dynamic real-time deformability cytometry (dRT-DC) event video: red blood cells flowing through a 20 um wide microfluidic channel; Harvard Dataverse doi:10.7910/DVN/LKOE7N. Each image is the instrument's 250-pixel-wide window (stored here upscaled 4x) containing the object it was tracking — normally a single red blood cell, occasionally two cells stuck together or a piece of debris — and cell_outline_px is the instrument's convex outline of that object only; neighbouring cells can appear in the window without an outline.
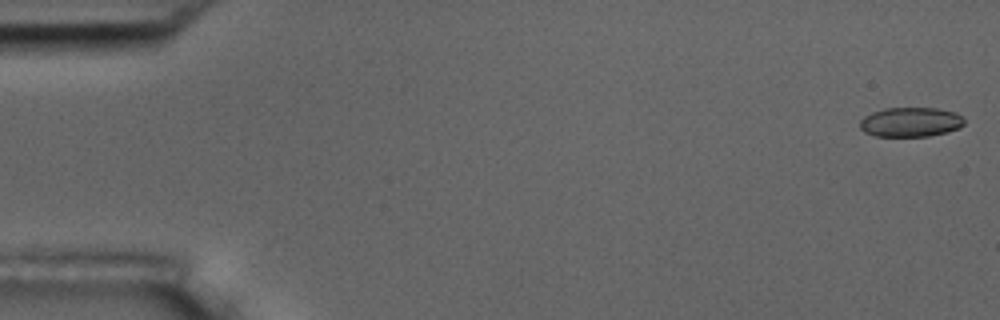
{"species": "common noctule bat (a hibernating species)", "species_latin": "Nyctalus noctula", "temperature_condition": "room temperature", "stored_images_in_passage": 55, "camera_frame_rate_fps": 3000, "um_per_image_px": 0.085, "animal": {"sex": "male", "body_mass_g": 17.5, "forearm_length_mm": 52.3}, "frame": {"image": 1, "passage_image": 1, "time_ms": 0.0, "image_size_px": [1000, 320], "cell_outline_px": [[964, 124], [960, 128], [948, 132], [928, 136], [876, 136], [864, 132], [860, 128], [860, 120], [864, 116], [872, 112], [884, 108], [936, 108], [956, 112], [964, 116]], "centroid_in_image_um": [77.43, 10.37], "position_along_channel_um": 7.6, "area_um2": 18.15}}
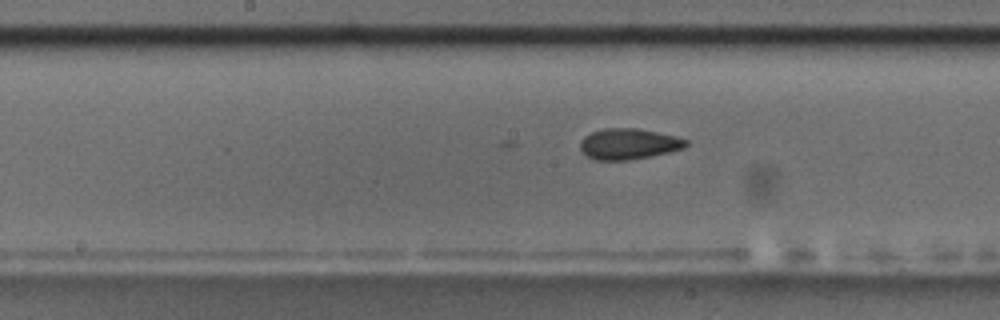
{"frame": {"image": 2, "passage_image": 28, "time_ms": 9.0, "image_size_px": [1000, 320], "cell_outline_px": [[688, 144], [684, 148], [668, 152], [628, 160], [596, 160], [588, 156], [580, 148], [580, 140], [584, 136], [592, 132], [604, 128], [636, 128], [676, 136], [688, 140]], "centroid_in_image_um": [53.43, 12.22], "position_along_channel_um": 194.8, "area_um2": 18.84}}
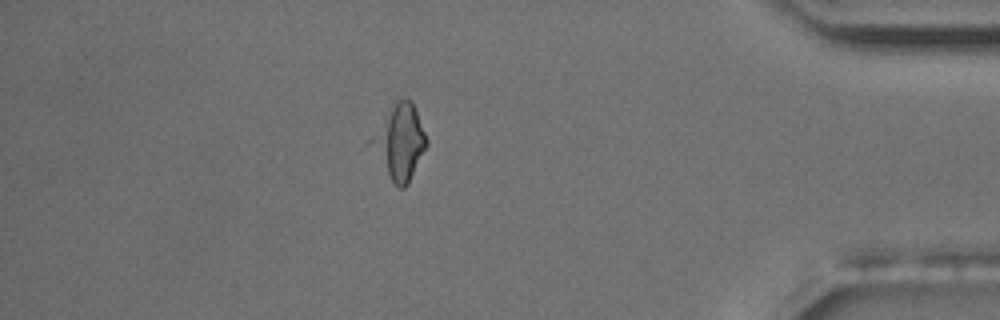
{"frame": {"image": 3, "passage_image": 48, "time_ms": 15.667, "image_size_px": [1000, 320], "cell_outline_px": [[428, 144], [408, 184], [404, 188], [400, 188], [360, 148], [388, 108], [396, 100], [412, 100], [428, 140]], "centroid_in_image_um": [33.8, 12.09], "position_along_channel_um": 401.4, "area_um2": 25.72}}